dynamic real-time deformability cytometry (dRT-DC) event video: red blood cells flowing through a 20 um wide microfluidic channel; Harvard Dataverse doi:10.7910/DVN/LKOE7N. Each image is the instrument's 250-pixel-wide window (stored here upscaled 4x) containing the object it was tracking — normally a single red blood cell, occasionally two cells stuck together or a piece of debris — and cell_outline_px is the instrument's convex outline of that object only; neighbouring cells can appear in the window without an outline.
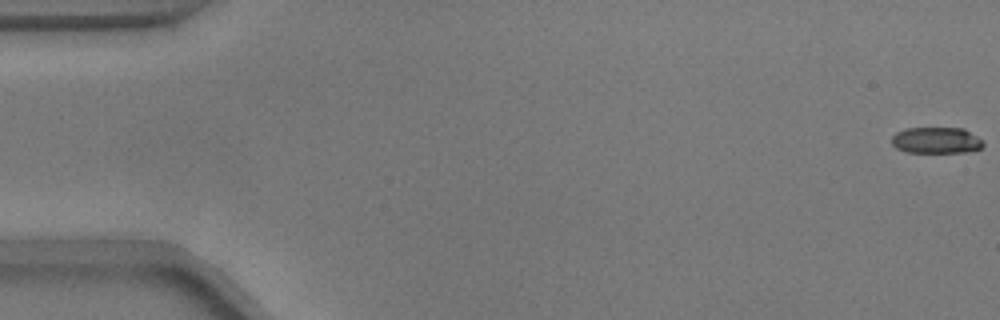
{"species": "common noctule bat (a hibernating species)", "species_latin": "Nyctalus noctula", "temperature_condition": "warm", "stored_images_in_passage": 55, "camera_frame_rate_fps": 3000, "um_per_image_px": 0.085, "animal": {"sex": "male", "body_mass_g": 17.9}, "frame": {"image": 1, "passage_image": 1, "time_ms": 0.0, "image_size_px": [1000, 320], "cell_outline_px": [[984, 144], [980, 148], [964, 152], [908, 152], [896, 148], [892, 144], [892, 136], [896, 132], [904, 128], [964, 128], [976, 136]], "centroid_in_image_um": [79.54, 11.92], "position_along_channel_um": 5.5, "area_um2": 13.87}}
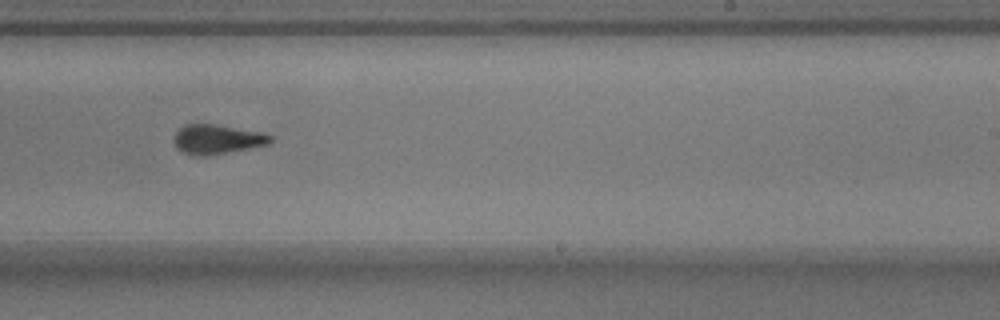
{"frame": {"image": 2, "passage_image": 34, "time_ms": 11.0, "image_size_px": [1000, 320], "cell_outline_px": [[272, 144], [204, 156], [200, 156], [184, 152], [176, 148], [172, 140], [176, 132], [184, 124], [212, 124], [260, 132], [272, 136]], "centroid_in_image_um": [18.44, 11.84], "position_along_channel_um": 270.6, "area_um2": 16.42}}
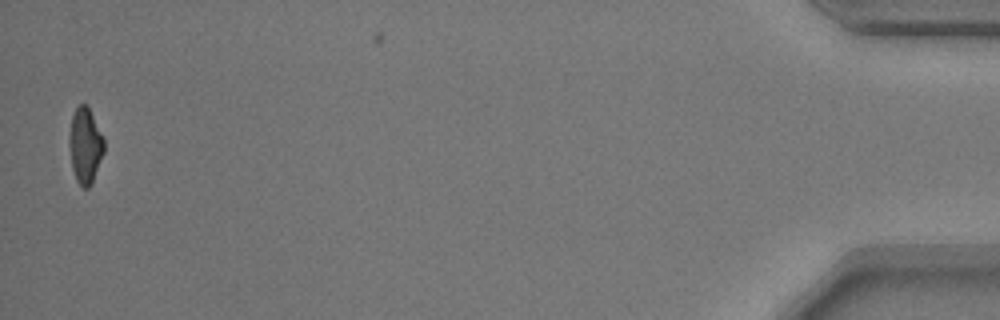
{"frame": {"image": 3, "passage_image": 54, "time_ms": 17.667, "image_size_px": [1000, 320], "cell_outline_px": [[104, 152], [92, 184], [88, 188], [84, 188], [76, 180], [72, 168], [68, 144], [72, 116], [76, 108], [80, 104], [88, 104], [104, 136]], "centroid_in_image_um": [7.26, 12.35], "position_along_channel_um": 427.9, "area_um2": 15.61}, "authors_computed_cell_mechanics": {"area_um2": 16.184, "velocity_mm_per_s": 3.7497, "shape_relaxation_time_tau1_ms": 8.84, "shape_relaxation_time_tau2_ms": 1.9305, "deformation_change_tau1": 0.2212, "deformation_change_tau2": 0.082}}